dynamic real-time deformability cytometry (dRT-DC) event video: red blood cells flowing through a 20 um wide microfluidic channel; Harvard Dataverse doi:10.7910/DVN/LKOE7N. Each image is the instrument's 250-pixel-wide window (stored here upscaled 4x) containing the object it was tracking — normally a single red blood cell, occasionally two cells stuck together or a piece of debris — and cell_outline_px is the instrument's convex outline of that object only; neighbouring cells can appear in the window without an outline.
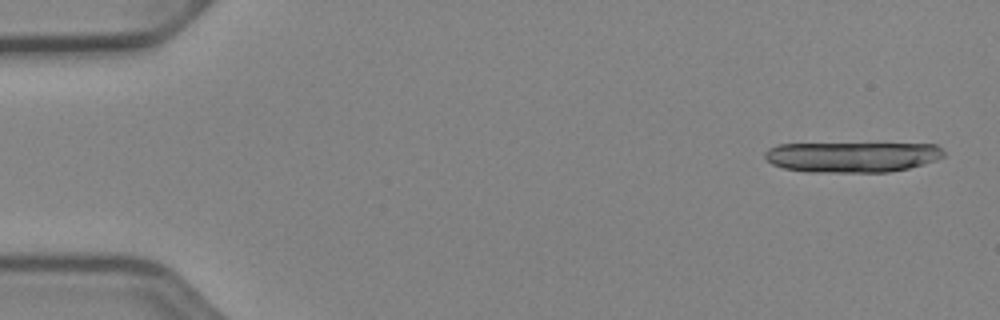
{"species": "Egyptian fruit bat (a non-hibernating species)", "species_latin": "Rousettus aegyptiacus", "temperature_condition": "cold", "stored_images_in_passage": 14, "camera_frame_rate_fps": 3000, "um_per_image_px": 0.085, "animal": {"sex": "female"}, "frame": {"image": 1, "passage_image": 1, "time_ms": 0.0, "image_size_px": [1000, 320], "cell_outline_px": [[944, 156], [936, 160], [908, 168], [888, 172], [812, 172], [784, 168], [772, 164], [764, 156], [764, 152], [768, 148], [776, 144], [936, 144], [944, 152]], "centroid_in_image_um": [72.41, 13.34], "position_along_channel_um": 12.6, "area_um2": 31.56}}